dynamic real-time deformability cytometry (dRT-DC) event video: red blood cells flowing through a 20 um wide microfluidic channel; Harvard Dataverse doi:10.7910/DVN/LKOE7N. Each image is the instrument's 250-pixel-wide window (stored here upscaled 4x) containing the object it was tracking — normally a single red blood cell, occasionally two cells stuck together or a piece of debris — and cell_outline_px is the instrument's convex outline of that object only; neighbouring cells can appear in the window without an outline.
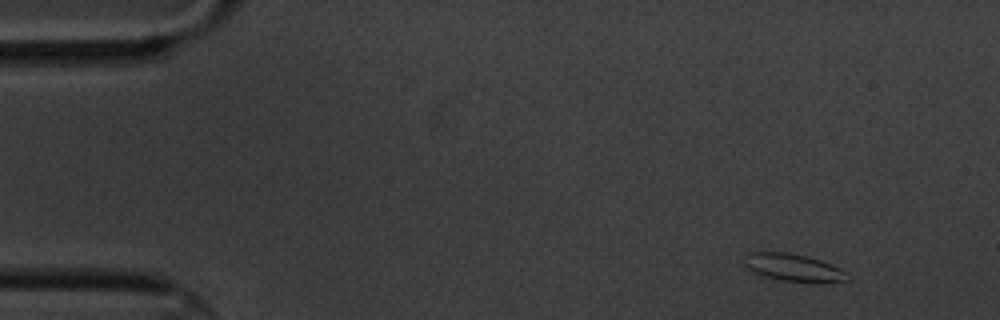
{"species": "common noctule bat (a hibernating species)", "species_latin": "Nyctalus noctula", "temperature_condition": "cold", "stored_images_in_passage": 5, "camera_frame_rate_fps": 3000, "um_per_image_px": 0.085, "animal": {"sex": "male", "body_mass_g": 20.1, "forearm_length_mm": 53.5}, "frame": {"image": 1, "passage_image": 2, "time_ms": 1.333, "image_size_px": [1000, 320], "cell_outline_px": [[852, 276], [848, 280], [812, 284], [784, 280], [764, 276], [752, 272], [744, 264], [744, 252], [788, 252], [820, 260], [840, 268], [848, 272]], "centroid_in_image_um": [67.46, 22.76], "position_along_channel_um": 17.5, "area_um2": 16.88}}